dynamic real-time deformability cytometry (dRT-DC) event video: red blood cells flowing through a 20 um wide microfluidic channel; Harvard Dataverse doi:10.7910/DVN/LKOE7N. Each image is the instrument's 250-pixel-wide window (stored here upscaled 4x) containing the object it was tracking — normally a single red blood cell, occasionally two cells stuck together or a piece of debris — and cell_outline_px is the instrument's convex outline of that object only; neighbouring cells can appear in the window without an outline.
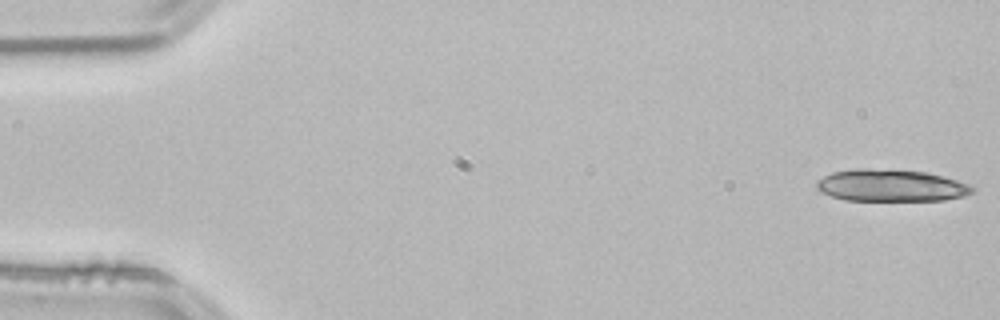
{"species": "common noctule bat (a hibernating species)", "species_latin": "Nyctalus noctula", "temperature_condition": "room temperature", "stored_images_in_passage": 20, "segment_of_instrument_passage": [1, 2], "camera_frame_rate_fps": 3000, "um_per_image_px": 0.085, "animal": {"sex": "male", "body_mass_g": 21.5, "forearm_length_mm": 52.0}, "frame": {"image": 1, "passage_image": 1, "time_ms": 0.0, "image_size_px": [1000, 320], "cell_outline_px": [[976, 188], [972, 192], [964, 196], [944, 200], [844, 200], [820, 192], [816, 188], [816, 180], [832, 172], [856, 168], [864, 168], [924, 172], [956, 180], [968, 184]], "centroid_in_image_um": [75.68, 15.77], "position_along_channel_um": 9.3, "area_um2": 28.84}}